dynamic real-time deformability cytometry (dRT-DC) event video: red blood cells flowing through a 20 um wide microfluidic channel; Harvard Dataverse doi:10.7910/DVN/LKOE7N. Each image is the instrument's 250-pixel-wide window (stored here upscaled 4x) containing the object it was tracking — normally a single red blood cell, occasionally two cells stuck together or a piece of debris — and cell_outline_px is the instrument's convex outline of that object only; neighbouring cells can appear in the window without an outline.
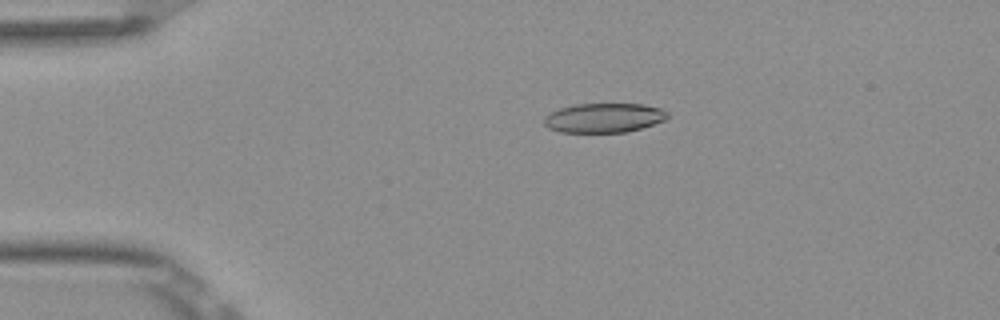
{"species": "Egyptian fruit bat (a non-hibernating species)", "species_latin": "Rousettus aegyptiacus", "temperature_condition": "room temperature", "stored_images_in_passage": 32, "camera_frame_rate_fps": 3000, "um_per_image_px": 0.085, "frame": {"image": 1, "passage_image": 7, "time_ms": 2.0, "image_size_px": [1000, 320], "cell_outline_px": [[668, 116], [664, 120], [628, 132], [560, 132], [548, 128], [544, 124], [544, 116], [560, 108], [576, 104], [644, 104], [660, 108], [668, 112]], "centroid_in_image_um": [51.32, 10.01], "position_along_channel_um": 33.7, "area_um2": 21.04}}
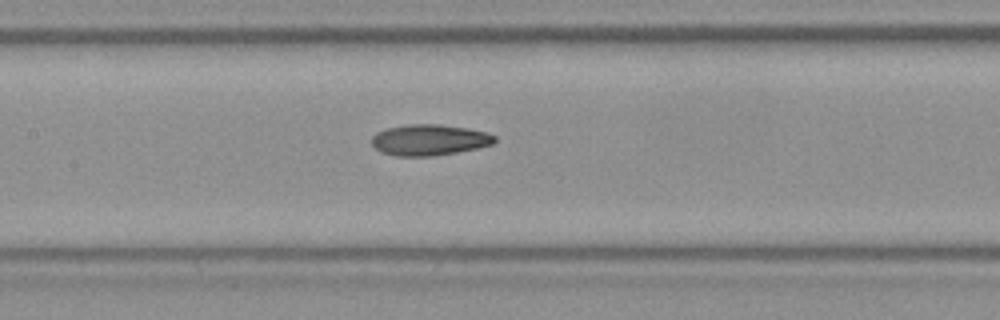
{"frame": {"image": 2, "passage_image": 21, "time_ms": 6.667, "image_size_px": [1000, 320], "cell_outline_px": [[496, 140], [492, 144], [476, 148], [456, 152], [432, 156], [396, 156], [380, 152], [372, 144], [372, 136], [376, 132], [384, 128], [408, 124], [440, 124], [468, 128], [488, 132], [496, 136]], "centroid_in_image_um": [36.47, 11.88], "position_along_channel_um": 170.9, "area_um2": 22.37}}
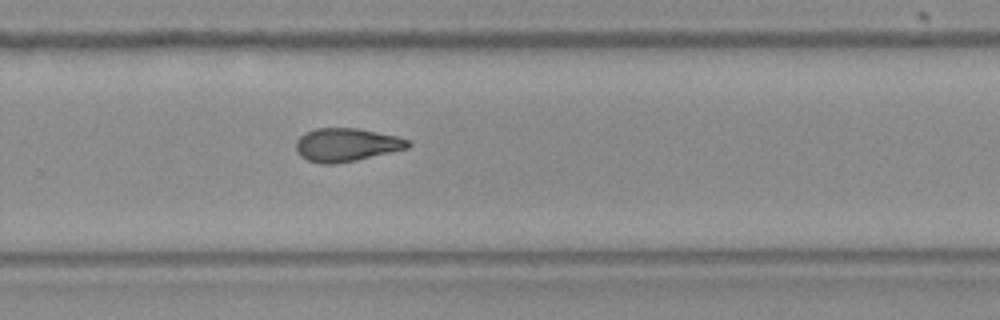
{"frame": {"image": 3, "passage_image": 31, "time_ms": 10.0, "image_size_px": [1000, 320], "cell_outline_px": [[412, 144], [408, 148], [356, 160], [336, 164], [320, 164], [308, 160], [300, 156], [296, 152], [296, 140], [304, 132], [316, 128], [356, 128], [396, 136], [408, 140]], "centroid_in_image_um": [29.4, 12.31], "position_along_channel_um": 300.4, "area_um2": 21.73}}